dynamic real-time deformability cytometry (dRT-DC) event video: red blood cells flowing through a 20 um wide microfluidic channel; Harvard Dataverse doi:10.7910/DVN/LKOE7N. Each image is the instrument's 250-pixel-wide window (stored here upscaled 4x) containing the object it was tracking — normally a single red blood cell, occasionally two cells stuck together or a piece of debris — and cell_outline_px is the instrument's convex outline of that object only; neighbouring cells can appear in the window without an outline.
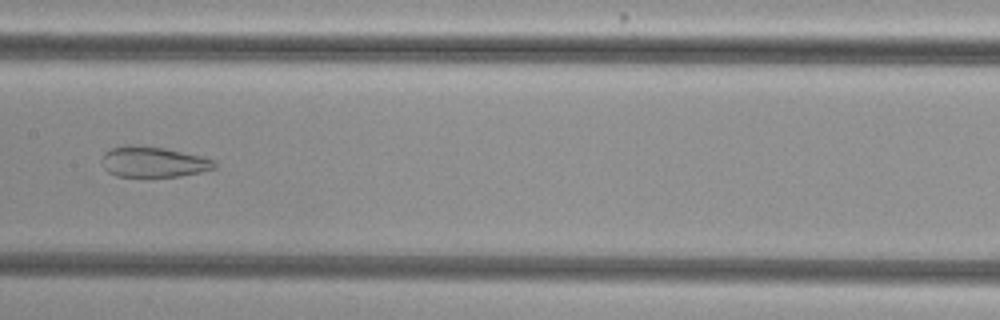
{"species": "common noctule bat (a hibernating species)", "species_latin": "Nyctalus noctula", "temperature_condition": "cold", "stored_images_in_passage": 55, "camera_frame_rate_fps": 3000, "um_per_image_px": 0.085, "animal": {"sex": "female", "body_mass_g": 29.2, "forearm_length_mm": 56.3}, "frame": {"image": 1, "passage_image": 29, "time_ms": 9.333, "image_size_px": [1000, 320], "cell_outline_px": [[216, 168], [200, 172], [180, 176], [116, 176], [108, 172], [104, 168], [104, 152], [112, 148], [132, 144], [136, 144], [164, 148], [204, 156], [216, 160]], "centroid_in_image_um": [13.09, 13.75], "position_along_channel_um": 194.3, "area_um2": 20.06}}
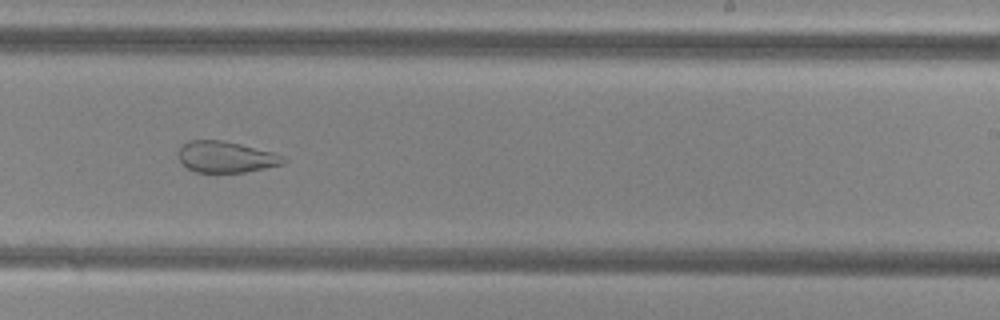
{"frame": {"image": 2, "passage_image": 35, "time_ms": 11.333, "image_size_px": [1000, 320], "cell_outline_px": [[288, 160], [284, 164], [244, 172], [196, 172], [188, 168], [180, 160], [180, 148], [188, 140], [220, 140], [240, 144], [272, 152], [284, 156]], "centroid_in_image_um": [19.24, 13.34], "position_along_channel_um": 269.8, "area_um2": 18.84}}
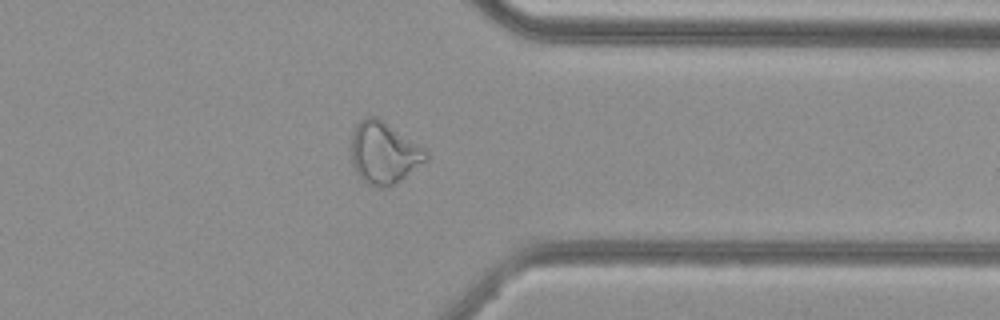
{"frame": {"image": 3, "passage_image": 44, "time_ms": 14.333, "image_size_px": [1000, 320], "cell_outline_px": [[428, 160], [400, 180], [384, 188], [364, 184], [356, 172], [352, 164], [352, 132], [356, 124], [360, 120], [368, 116], [376, 116], [428, 148]], "centroid_in_image_um": [32.66, 12.98], "position_along_channel_um": 378.7, "area_um2": 27.34}, "authors_computed_cell_mechanics": {"area_um2": 29.0734, "velocity_mm_per_s": 3.7879, "shape_relaxation_time_tau1_ms": null, "shape_relaxation_time_tau2_ms": 1.7847, "deformation_change_tau1": null, "deformation_change_tau2": 0.0926}}